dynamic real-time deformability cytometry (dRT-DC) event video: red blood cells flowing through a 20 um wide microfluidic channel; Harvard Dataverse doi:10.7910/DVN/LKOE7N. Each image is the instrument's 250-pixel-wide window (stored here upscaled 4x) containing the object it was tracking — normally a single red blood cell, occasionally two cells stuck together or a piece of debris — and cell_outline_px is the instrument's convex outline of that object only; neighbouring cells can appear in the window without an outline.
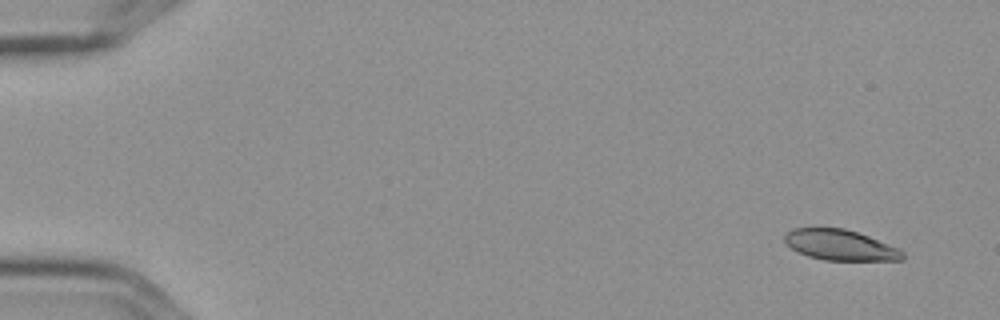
{"species": "Egyptian fruit bat (a non-hibernating species)", "species_latin": "Rousettus aegyptiacus", "temperature_condition": "cold", "stored_images_in_passage": 5, "camera_frame_rate_fps": 3000, "um_per_image_px": 0.085, "frame": {"image": 1, "passage_image": 1, "time_ms": 0.0, "image_size_px": [1000, 320], "cell_outline_px": [[904, 260], [824, 260], [808, 256], [792, 248], [784, 240], [784, 232], [792, 228], [844, 228], [868, 236], [900, 248], [904, 252]], "centroid_in_image_um": [71.43, 20.82], "position_along_channel_um": 13.6, "area_um2": 20.98}}